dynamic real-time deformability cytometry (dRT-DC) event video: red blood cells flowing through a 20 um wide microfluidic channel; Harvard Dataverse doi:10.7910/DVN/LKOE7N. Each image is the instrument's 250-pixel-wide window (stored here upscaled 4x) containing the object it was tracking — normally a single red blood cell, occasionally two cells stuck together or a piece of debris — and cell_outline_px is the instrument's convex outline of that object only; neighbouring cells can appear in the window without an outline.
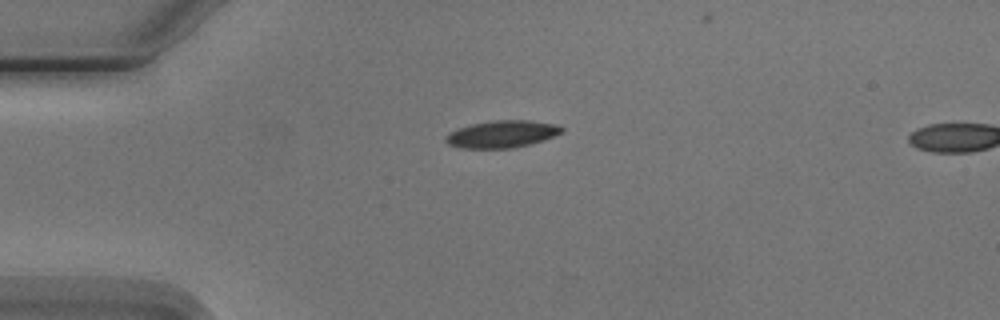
{"species": "Egyptian fruit bat (a non-hibernating species)", "species_latin": "Rousettus aegyptiacus", "temperature_condition": "cold", "stored_images_in_passage": 7, "camera_frame_rate_fps": 3000, "um_per_image_px": 0.085, "animal": {"sex": "male"}, "frame": {"image": 1, "passage_image": 1, "time_ms": 0.0, "image_size_px": [1000, 320], "cell_outline_px": [[564, 132], [544, 140], [512, 148], [460, 148], [448, 144], [444, 140], [452, 132], [460, 128], [472, 124], [496, 120], [528, 120], [556, 124], [564, 128]], "centroid_in_image_um": [42.72, 11.4], "position_along_channel_um": 42.3, "area_um2": 18.15}}
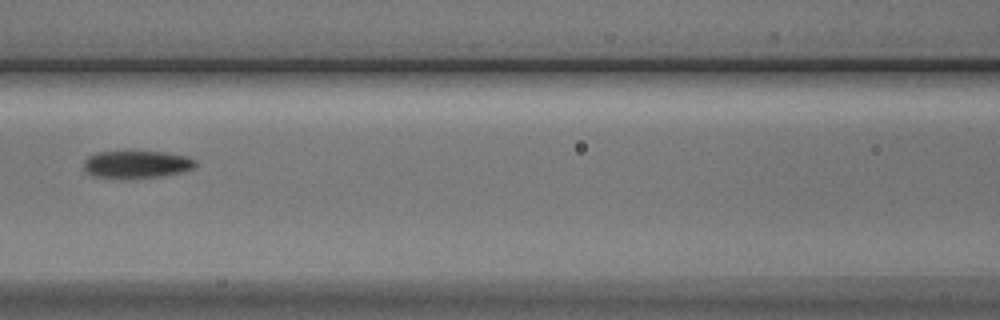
{"frame": {"image": 2, "passage_image": 4, "time_ms": 3.667, "image_size_px": [1000, 320], "cell_outline_px": [[196, 164], [192, 168], [180, 172], [160, 176], [120, 180], [92, 176], [84, 168], [84, 160], [88, 156], [100, 152], [160, 152], [188, 156], [196, 160]], "centroid_in_image_um": [11.57, 14.0], "position_along_channel_um": 155.0, "area_um2": 17.98}}
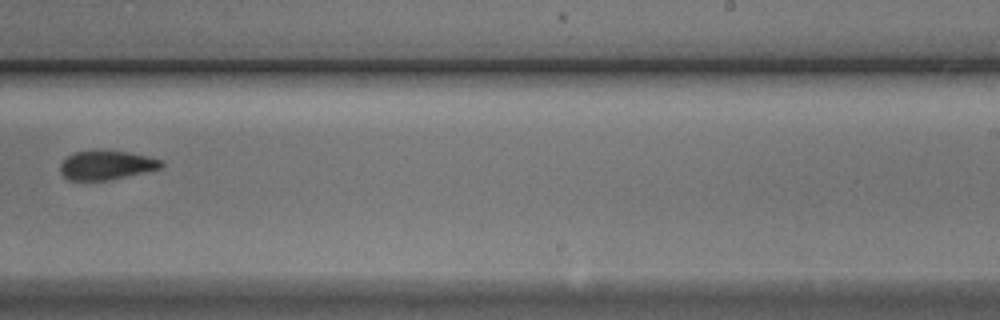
{"frame": {"image": 3, "passage_image": 7, "time_ms": 7.0, "image_size_px": [1000, 320], "cell_outline_px": [[164, 164], [160, 168], [112, 180], [68, 180], [60, 172], [60, 164], [68, 156], [76, 152], [96, 148], [128, 152], [160, 160]], "centroid_in_image_um": [9.0, 14.02], "position_along_channel_um": 280.0, "area_um2": 17.28}}